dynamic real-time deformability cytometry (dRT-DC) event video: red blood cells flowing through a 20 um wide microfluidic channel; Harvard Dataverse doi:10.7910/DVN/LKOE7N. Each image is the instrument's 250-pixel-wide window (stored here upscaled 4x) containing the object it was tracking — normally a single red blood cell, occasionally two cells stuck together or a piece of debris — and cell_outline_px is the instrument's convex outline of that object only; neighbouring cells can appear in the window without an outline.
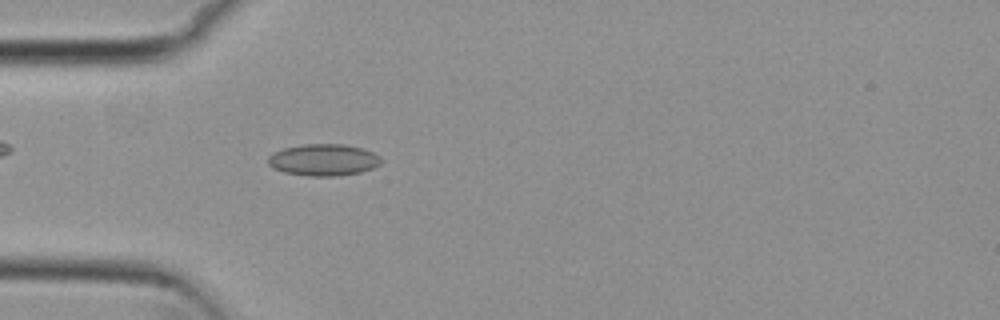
{"species": "common noctule bat (a hibernating species)", "species_latin": "Nyctalus noctula", "temperature_condition": "cold", "stored_images_in_passage": 27, "camera_frame_rate_fps": 3000, "um_per_image_px": 0.085, "animal": {"sex": "female", "body_mass_g": 29.2, "forearm_length_mm": 56.3}, "frame": {"image": 1, "passage_image": 2, "time_ms": 0.333, "image_size_px": [1000, 320], "cell_outline_px": [[384, 160], [380, 164], [372, 168], [360, 172], [336, 176], [308, 176], [284, 172], [272, 168], [268, 164], [268, 156], [272, 152], [284, 148], [304, 144], [344, 144], [360, 148], [372, 152], [380, 156]], "centroid_in_image_um": [27.48, 13.59], "position_along_channel_um": 57.5, "area_um2": 20.98}}
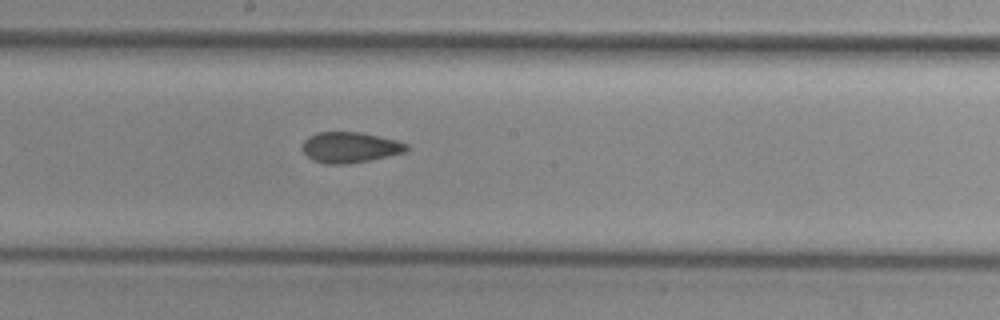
{"frame": {"image": 2, "passage_image": 15, "time_ms": 4.667, "image_size_px": [1000, 320], "cell_outline_px": [[408, 148], [404, 152], [368, 160], [348, 164], [328, 164], [312, 160], [304, 152], [304, 140], [308, 136], [316, 132], [360, 132], [396, 140], [408, 144]], "centroid_in_image_um": [29.73, 12.52], "position_along_channel_um": 218.5, "area_um2": 18.38}}
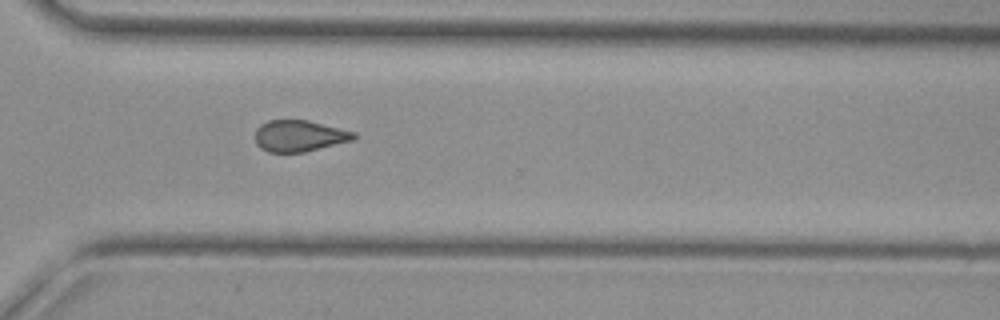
{"frame": {"image": 3, "passage_image": 25, "time_ms": 8.0, "image_size_px": [1000, 320], "cell_outline_px": [[356, 140], [304, 152], [268, 152], [260, 148], [256, 144], [256, 128], [260, 124], [268, 120], [308, 120], [356, 132]], "centroid_in_image_um": [25.46, 11.55], "position_along_channel_um": 345.1, "area_um2": 18.21}, "authors_computed_cell_mechanics": {"area_um2": 18.9584, "velocity_mm_per_s": 3.8068, "shape_relaxation_time_tau1_ms": null, "shape_relaxation_time_tau2_ms": 5.0869, "deformation_change_tau1": null, "deformation_change_tau2": 0.1055}}